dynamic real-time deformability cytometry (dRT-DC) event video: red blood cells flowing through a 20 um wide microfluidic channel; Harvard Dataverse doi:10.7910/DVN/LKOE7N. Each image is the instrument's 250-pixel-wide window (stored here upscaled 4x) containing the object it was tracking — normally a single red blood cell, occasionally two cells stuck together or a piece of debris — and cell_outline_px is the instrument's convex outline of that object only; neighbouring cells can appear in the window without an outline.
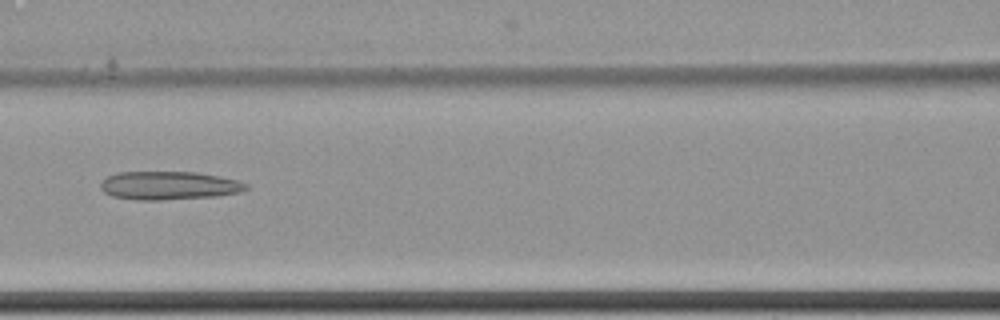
{"species": "common noctule bat (a hibernating species)", "species_latin": "Nyctalus noctula", "temperature_condition": "cold", "stored_images_in_passage": 10, "camera_frame_rate_fps": 3000, "um_per_image_px": 0.085, "animal": {"sex": "female", "body_mass_g": 22.7, "forearm_length_mm": 54.2}, "frame": {"image": 1, "passage_image": 7, "time_ms": 2.0, "image_size_px": [1000, 320], "cell_outline_px": [[248, 188], [240, 192], [216, 196], [160, 200], [136, 200], [112, 196], [104, 192], [100, 188], [100, 180], [116, 172], [196, 172], [220, 176], [236, 180], [248, 184]], "centroid_in_image_um": [14.32, 15.77], "position_along_channel_um": 152.3, "area_um2": 24.16}}
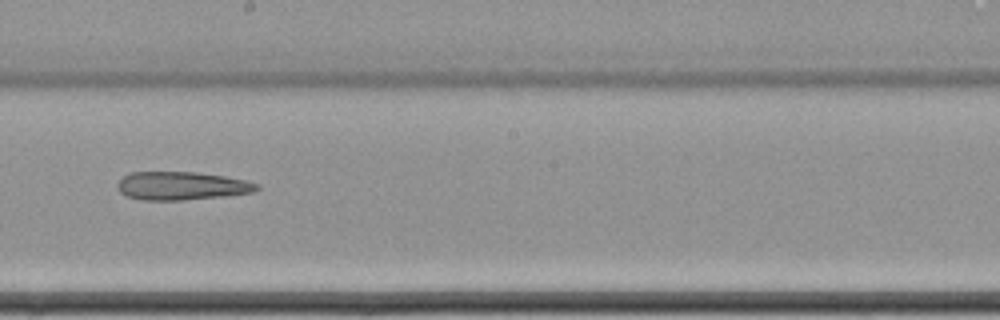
{"frame": {"image": 2, "passage_image": 9, "time_ms": 2.667, "image_size_px": [1000, 320], "cell_outline_px": [[260, 188], [252, 192], [224, 196], [184, 200], [144, 200], [128, 196], [120, 192], [116, 184], [128, 172], [196, 172], [224, 176], [244, 180], [260, 184]], "centroid_in_image_um": [15.44, 15.79], "position_along_channel_um": 232.8, "area_um2": 22.89}}
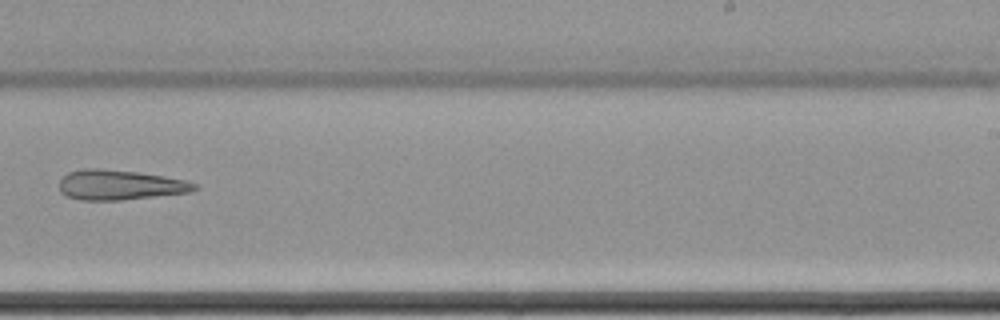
{"frame": {"image": 3, "passage_image": 10, "time_ms": 3.0, "image_size_px": [1000, 320], "cell_outline_px": [[200, 188], [192, 192], [120, 200], [80, 200], [68, 196], [60, 192], [60, 180], [68, 172], [84, 168], [100, 168], [136, 172], [164, 176], [184, 180], [196, 184]], "centroid_in_image_um": [10.2, 15.72], "position_along_channel_um": 278.8, "area_um2": 23.58}}